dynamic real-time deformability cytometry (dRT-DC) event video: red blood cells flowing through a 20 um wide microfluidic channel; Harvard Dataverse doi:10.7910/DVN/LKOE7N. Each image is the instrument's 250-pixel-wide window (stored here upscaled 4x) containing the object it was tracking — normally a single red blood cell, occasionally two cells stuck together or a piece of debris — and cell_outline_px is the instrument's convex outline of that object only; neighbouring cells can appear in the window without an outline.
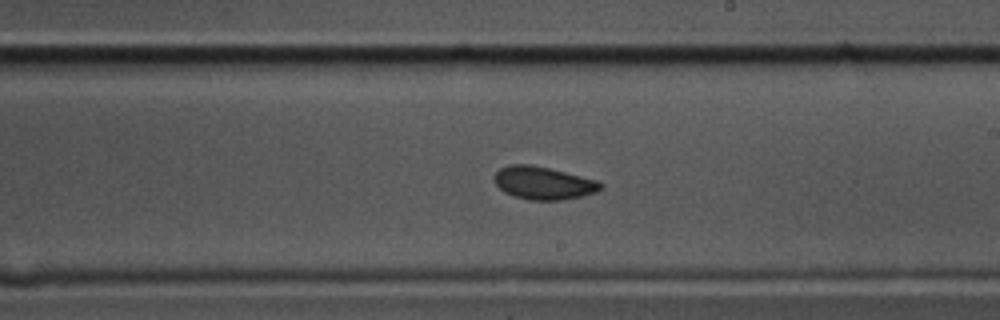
{"species": "common noctule bat (a hibernating species)", "species_latin": "Nyctalus noctula", "temperature_condition": "cold", "stored_images_in_passage": 44, "camera_frame_rate_fps": 3000, "um_per_image_px": 0.085, "animal": {"sex": "male", "body_mass_g": 17.5, "forearm_length_mm": 52.3}, "frame": {"image": 1, "passage_image": 19, "time_ms": 6.0, "image_size_px": [1000, 320], "cell_outline_px": [[604, 188], [596, 192], [584, 196], [560, 200], [528, 200], [512, 196], [504, 192], [496, 184], [492, 176], [500, 168], [508, 164], [532, 164], [596, 180], [604, 184]], "centroid_in_image_um": [46.17, 15.56], "position_along_channel_um": 242.8, "area_um2": 20.52}}
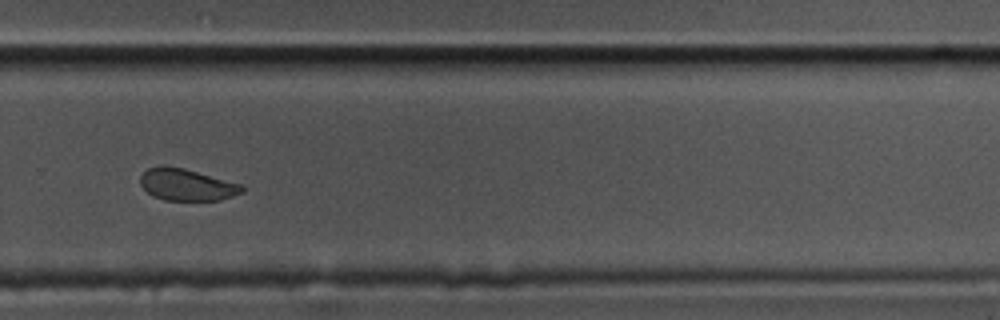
{"frame": {"image": 2, "passage_image": 25, "time_ms": 8.0, "image_size_px": [1000, 320], "cell_outline_px": [[244, 192], [220, 200], [164, 200], [152, 196], [140, 184], [140, 176], [148, 168], [164, 164], [184, 168], [240, 184], [244, 188]], "centroid_in_image_um": [15.84, 15.69], "position_along_channel_um": 314.0, "area_um2": 18.84}}
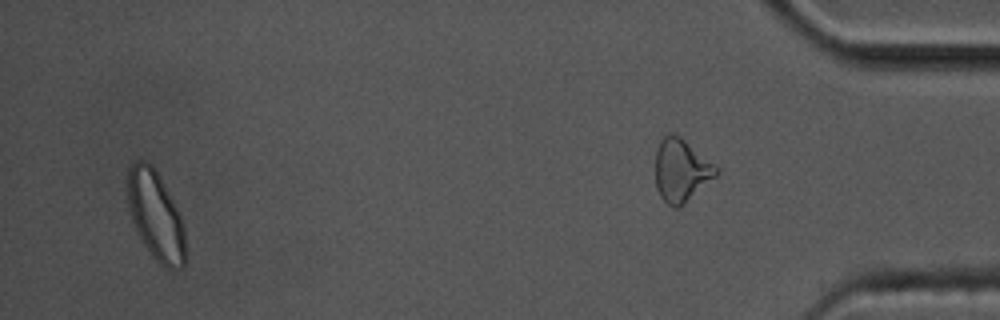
{"frame": {"image": 3, "passage_image": 41, "time_ms": 13.333, "image_size_px": [1000, 320], "cell_outline_px": [[184, 268], [164, 268], [152, 256], [136, 232], [132, 220], [128, 204], [128, 168], [136, 160], [144, 160], [152, 164], [160, 176], [180, 216], [184, 228]], "centroid_in_image_um": [13.21, 18.31], "position_along_channel_um": 422.0, "area_um2": 29.65}, "authors_computed_cell_mechanics": {"area_um2": 20.6057, "velocity_mm_per_s": 3.5566, "shape_relaxation_time_tau1_ms": 6.12, "shape_relaxation_time_tau2_ms": 2.9027, "deformation_change_tau1": 0.1063, "deformation_change_tau2": 0.0685}}